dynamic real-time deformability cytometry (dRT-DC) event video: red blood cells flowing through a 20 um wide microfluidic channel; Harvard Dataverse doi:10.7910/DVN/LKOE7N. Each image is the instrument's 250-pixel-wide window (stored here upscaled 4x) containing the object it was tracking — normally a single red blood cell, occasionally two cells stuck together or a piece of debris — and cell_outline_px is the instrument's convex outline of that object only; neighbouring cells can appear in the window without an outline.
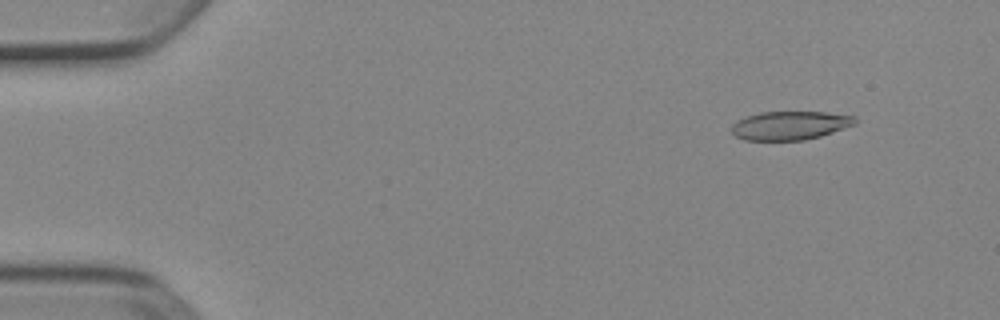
{"species": "Egyptian fruit bat (a non-hibernating species)", "species_latin": "Rousettus aegyptiacus", "temperature_condition": "cold", "stored_images_in_passage": 53, "camera_frame_rate_fps": 3000, "um_per_image_px": 0.085, "animal": {"sex": "female"}, "frame": {"image": 1, "passage_image": 6, "time_ms": 1.667, "image_size_px": [1000, 320], "cell_outline_px": [[856, 124], [820, 136], [804, 140], [744, 140], [736, 136], [732, 132], [732, 124], [736, 120], [760, 112], [824, 112], [856, 116]], "centroid_in_image_um": [67.14, 10.66], "position_along_channel_um": 17.9, "area_um2": 20.52}}
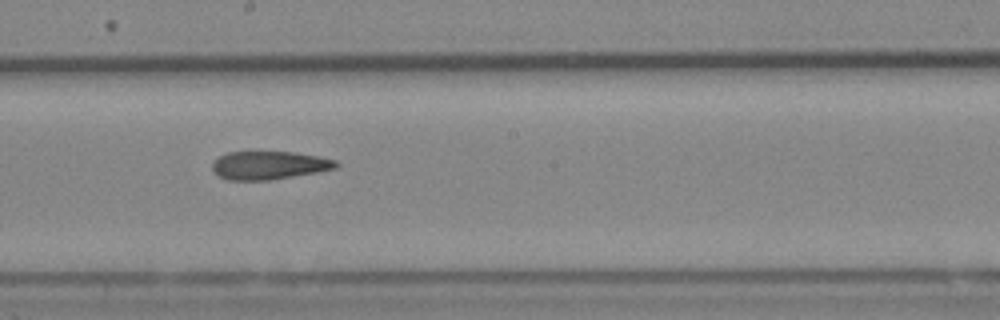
{"frame": {"image": 2, "passage_image": 30, "time_ms": 9.667, "image_size_px": [1000, 320], "cell_outline_px": [[340, 164], [336, 168], [316, 172], [272, 180], [228, 180], [220, 176], [212, 168], [212, 160], [228, 152], [292, 152], [320, 156], [336, 160]], "centroid_in_image_um": [22.88, 14.04], "position_along_channel_um": 225.3, "area_um2": 20.35}}
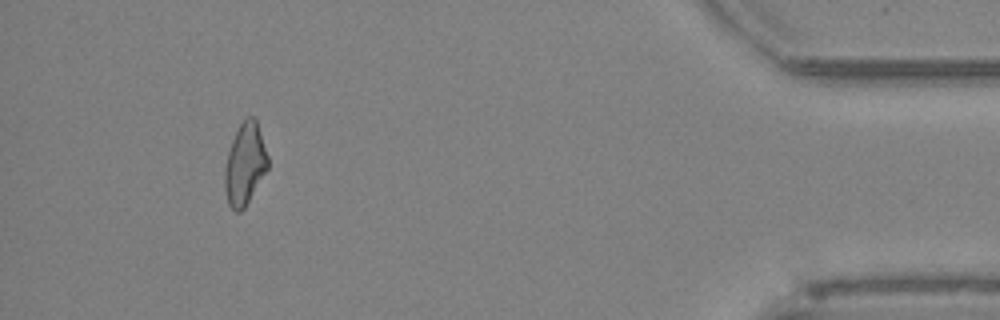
{"frame": {"image": 3, "passage_image": 49, "time_ms": 16.0, "image_size_px": [1000, 320], "cell_outline_px": [[268, 168], [244, 208], [240, 212], [236, 212], [228, 204], [224, 188], [224, 172], [228, 152], [232, 140], [240, 124], [248, 116], [252, 116], [256, 120], [268, 156]], "centroid_in_image_um": [20.8, 13.97], "position_along_channel_um": 414.4, "area_um2": 20.29}, "authors_computed_cell_mechanics": {"area_um2": 21.2704, "velocity_mm_per_s": 3.9189, "shape_relaxation_time_tau1_ms": null, "shape_relaxation_time_tau2_ms": 6.931, "deformation_change_tau1": null, "deformation_change_tau2": 0.1816}}